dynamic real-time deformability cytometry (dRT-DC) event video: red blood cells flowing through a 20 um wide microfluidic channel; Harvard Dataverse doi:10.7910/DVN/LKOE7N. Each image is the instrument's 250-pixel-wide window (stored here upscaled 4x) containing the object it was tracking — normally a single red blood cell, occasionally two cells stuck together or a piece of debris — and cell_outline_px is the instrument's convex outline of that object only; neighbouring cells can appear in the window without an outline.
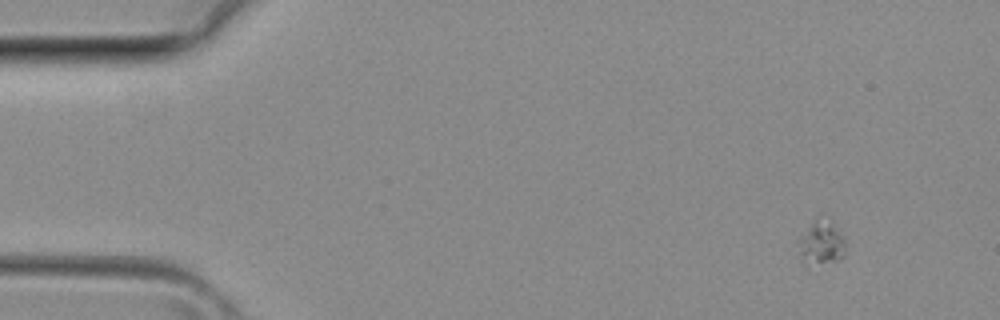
{"species": "common noctule bat (a hibernating species)", "species_latin": "Nyctalus noctula", "temperature_condition": "room temperature", "stored_images_in_passage": 10, "camera_frame_rate_fps": 3000, "um_per_image_px": 0.085, "animal": {"sex": "female", "body_mass_g": 29.2, "forearm_length_mm": 56.3}, "frame": {"image": 1, "passage_image": 1, "time_ms": 0.0, "image_size_px": [1000, 320], "cell_outline_px": [[844, 256], [832, 260], [816, 260], [804, 256], [800, 252], [796, 244], [800, 236], [816, 216], [820, 212], [832, 220], [840, 232], [844, 240]], "centroid_in_image_um": [69.84, 20.4], "position_along_channel_um": 15.2, "area_um2": 11.44}}